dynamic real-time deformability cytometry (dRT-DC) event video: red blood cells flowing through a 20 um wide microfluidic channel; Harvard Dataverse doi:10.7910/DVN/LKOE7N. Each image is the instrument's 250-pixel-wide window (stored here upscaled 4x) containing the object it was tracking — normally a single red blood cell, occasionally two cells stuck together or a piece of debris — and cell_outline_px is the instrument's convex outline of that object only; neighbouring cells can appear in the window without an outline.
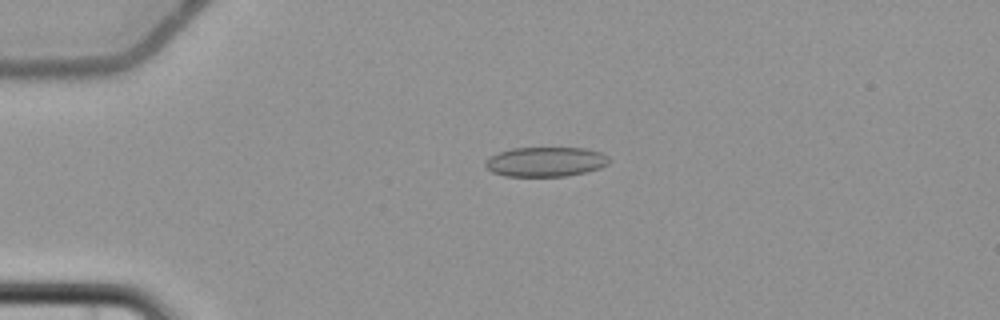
{"species": "common noctule bat (a hibernating species)", "species_latin": "Nyctalus noctula", "temperature_condition": "cold", "stored_images_in_passage": 5, "camera_frame_rate_fps": 3000, "um_per_image_px": 0.085, "animal": {"sex": "female", "body_mass_g": 22.7, "forearm_length_mm": 54.2}, "frame": {"image": 1, "passage_image": 4, "time_ms": 3.667, "image_size_px": [1000, 320], "cell_outline_px": [[612, 160], [608, 164], [600, 168], [568, 176], [504, 176], [492, 172], [484, 164], [488, 156], [512, 148], [584, 148], [600, 152], [608, 156]], "centroid_in_image_um": [46.38, 13.75], "position_along_channel_um": 38.6, "area_um2": 21.44}}